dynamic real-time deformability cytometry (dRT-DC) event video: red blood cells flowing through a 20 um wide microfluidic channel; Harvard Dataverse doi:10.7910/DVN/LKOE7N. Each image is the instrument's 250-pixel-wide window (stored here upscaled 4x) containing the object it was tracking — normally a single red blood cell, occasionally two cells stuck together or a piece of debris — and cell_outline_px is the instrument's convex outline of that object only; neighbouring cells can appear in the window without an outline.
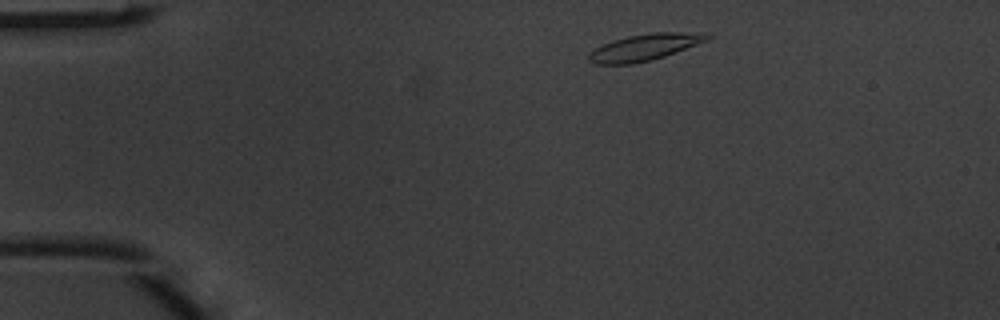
{"species": "common noctule bat (a hibernating species)", "species_latin": "Nyctalus noctula", "temperature_condition": "warm", "stored_images_in_passage": 3, "camera_frame_rate_fps": 3000, "um_per_image_px": 0.085, "animal": {"sex": "male", "body_mass_g": 20.1, "forearm_length_mm": 53.5}, "frame": {"image": 1, "passage_image": 1, "time_ms": 0.0, "image_size_px": [1000, 320], "cell_outline_px": [[712, 36], [708, 40], [676, 52], [652, 60], [632, 64], [596, 64], [588, 60], [588, 52], [612, 40], [628, 36], [652, 32], [704, 32]], "centroid_in_image_um": [54.8, 4.01], "position_along_channel_um": 30.2, "area_um2": 18.38}}